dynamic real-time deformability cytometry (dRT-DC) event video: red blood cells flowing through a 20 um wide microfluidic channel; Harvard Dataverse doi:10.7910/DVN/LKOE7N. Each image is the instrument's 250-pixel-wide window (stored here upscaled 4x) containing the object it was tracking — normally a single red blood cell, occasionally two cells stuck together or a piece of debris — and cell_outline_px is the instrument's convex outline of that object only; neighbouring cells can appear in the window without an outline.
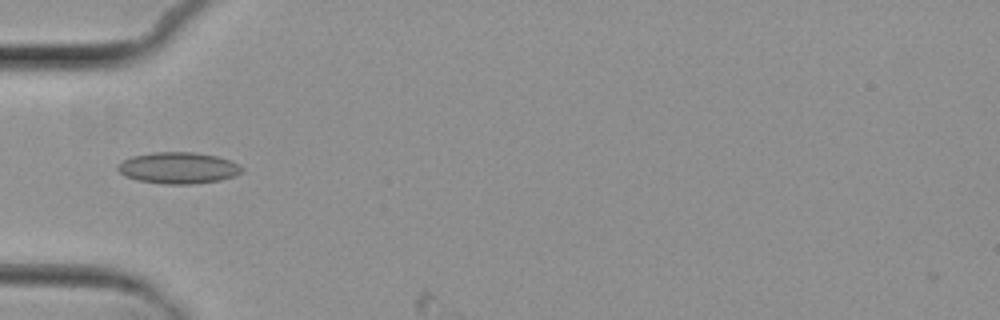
{"species": "common noctule bat (a hibernating species)", "species_latin": "Nyctalus noctula", "temperature_condition": "cold", "stored_images_in_passage": 4, "camera_frame_rate_fps": 3000, "um_per_image_px": 0.085, "animal": {"sex": "female", "body_mass_g": 29.2, "forearm_length_mm": 56.3}, "frame": {"image": 1, "passage_image": 3, "time_ms": 2.333, "image_size_px": [1000, 320], "cell_outline_px": [[244, 172], [236, 176], [220, 180], [192, 184], [164, 184], [136, 180], [124, 176], [116, 168], [124, 160], [132, 156], [152, 152], [196, 152], [216, 156], [228, 160], [244, 168]], "centroid_in_image_um": [15.16, 14.28], "position_along_channel_um": 69.8, "area_um2": 22.77}}